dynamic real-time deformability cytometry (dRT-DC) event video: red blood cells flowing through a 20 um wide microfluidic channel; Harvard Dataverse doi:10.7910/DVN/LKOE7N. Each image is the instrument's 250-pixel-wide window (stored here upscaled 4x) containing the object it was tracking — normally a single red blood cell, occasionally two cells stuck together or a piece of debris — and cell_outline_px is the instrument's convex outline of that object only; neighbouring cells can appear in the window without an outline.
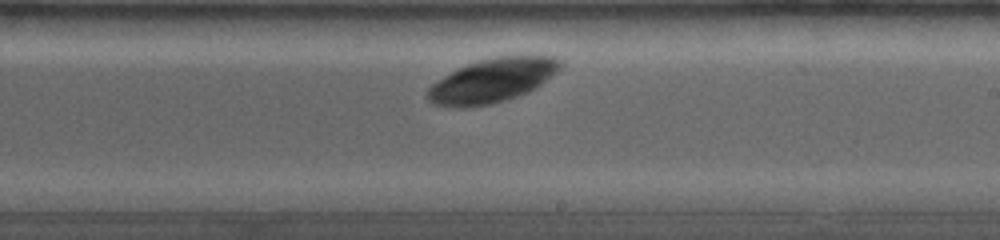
{"species": "common noctule bat (a hibernating species)", "species_latin": "Nyctalus noctula", "temperature_condition": "room temperature", "stored_images_in_passage": 32, "camera_frame_rate_fps": 4000, "um_per_image_px": 0.085, "animal": {"sex": "female", "body_mass_g": 19.0, "forearm_length_mm": 53.3}, "frame": {"image": 1, "passage_image": 23, "time_ms": 5.0, "image_size_px": [1000, 240], "cell_outline_px": [[564, 64], [556, 72], [540, 84], [528, 92], [504, 100], [488, 104], [464, 108], [456, 108], [432, 104], [428, 100], [428, 88], [432, 84], [444, 76], [468, 64], [480, 60], [496, 56], [556, 56]], "centroid_in_image_um": [41.84, 6.84], "position_along_channel_um": 247.2, "area_um2": 33.58}}